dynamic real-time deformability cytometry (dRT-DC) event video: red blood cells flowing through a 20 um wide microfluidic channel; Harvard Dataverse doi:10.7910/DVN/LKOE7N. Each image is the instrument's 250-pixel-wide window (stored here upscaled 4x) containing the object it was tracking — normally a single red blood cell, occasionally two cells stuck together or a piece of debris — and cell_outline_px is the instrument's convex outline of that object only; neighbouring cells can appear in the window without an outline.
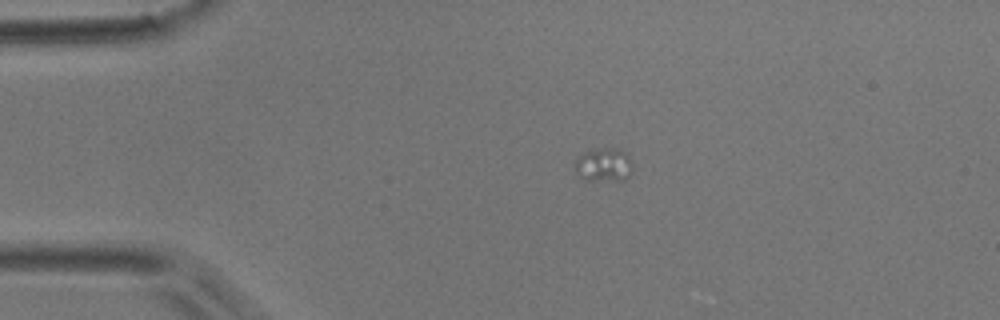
{"species": "common noctule bat (a hibernating species)", "species_latin": "Nyctalus noctula", "temperature_condition": "room temperature", "stored_images_in_passage": 2, "camera_frame_rate_fps": 3000, "um_per_image_px": 0.085, "animal": {"sex": "male", "body_mass_g": 17.9}, "frame": {"image": 1, "passage_image": 1, "time_ms": 0.0, "image_size_px": [1000, 320], "cell_outline_px": [[632, 168], [628, 176], [624, 180], [584, 180], [576, 172], [576, 160], [584, 152], [596, 148], [620, 148], [628, 156], [632, 164]], "centroid_in_image_um": [51.33, 14.0], "position_along_channel_um": 33.7, "area_um2": 11.21}}